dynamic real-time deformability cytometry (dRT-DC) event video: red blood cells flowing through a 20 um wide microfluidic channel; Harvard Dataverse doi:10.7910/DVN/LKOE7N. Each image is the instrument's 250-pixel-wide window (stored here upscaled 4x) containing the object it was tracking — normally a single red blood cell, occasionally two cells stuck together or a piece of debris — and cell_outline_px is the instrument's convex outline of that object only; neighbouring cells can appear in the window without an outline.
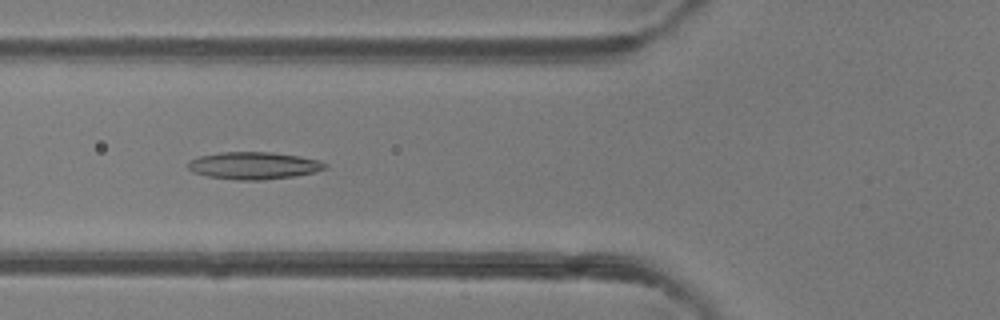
{"species": "common noctule bat (a hibernating species)", "species_latin": "Nyctalus noctula", "temperature_condition": "room temperature", "stored_images_in_passage": 50, "camera_frame_rate_fps": 3000, "um_per_image_px": 0.085, "animal": {"sex": "female"}, "frame": {"image": 1, "passage_image": 19, "time_ms": 6.0, "image_size_px": [1000, 320], "cell_outline_px": [[328, 168], [316, 172], [296, 176], [264, 180], [236, 180], [208, 176], [192, 172], [188, 168], [188, 160], [200, 156], [224, 152], [272, 152], [320, 160], [328, 164]], "centroid_in_image_um": [21.6, 14.08], "position_along_channel_um": 104.2, "area_um2": 21.91}}
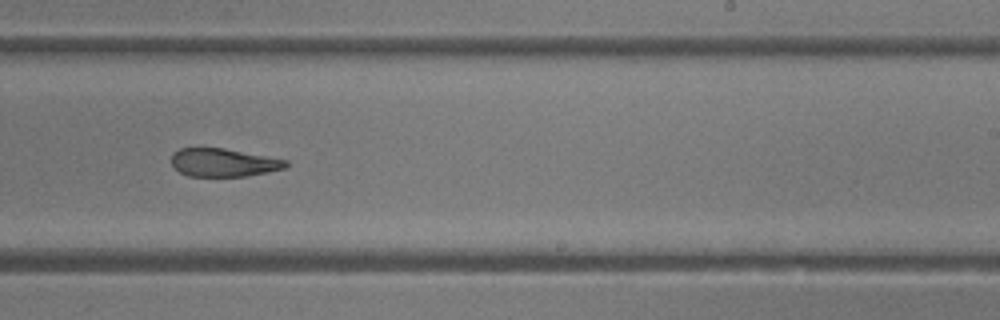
{"frame": {"image": 2, "passage_image": 31, "time_ms": 10.0, "image_size_px": [1000, 320], "cell_outline_px": [[288, 164], [284, 168], [268, 172], [244, 176], [188, 176], [180, 172], [172, 164], [172, 152], [180, 148], [224, 148], [288, 160]], "centroid_in_image_um": [18.99, 13.81], "position_along_channel_um": 270.0, "area_um2": 18.67}}
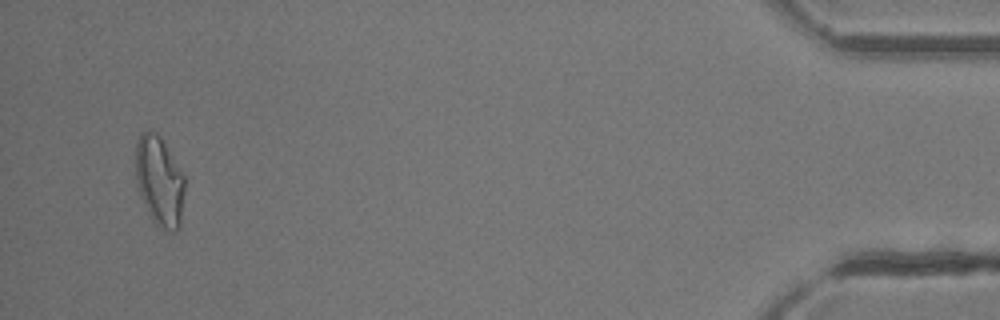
{"frame": {"image": 3, "passage_image": 48, "time_ms": 15.667, "image_size_px": [1000, 320], "cell_outline_px": [[184, 192], [180, 228], [176, 232], [172, 232], [156, 224], [152, 220], [140, 196], [136, 180], [136, 140], [140, 132], [148, 128], [152, 128], [160, 136], [184, 176]], "centroid_in_image_um": [13.54, 15.36], "position_along_channel_um": 421.7, "area_um2": 25.84}, "authors_computed_cell_mechanics": {"area_um2": 22.4264, "velocity_mm_per_s": 4.1445, "shape_relaxation_time_tau1_ms": null, "shape_relaxation_time_tau2_ms": 3.593, "deformation_change_tau1": null, "deformation_change_tau2": 0.1328}}